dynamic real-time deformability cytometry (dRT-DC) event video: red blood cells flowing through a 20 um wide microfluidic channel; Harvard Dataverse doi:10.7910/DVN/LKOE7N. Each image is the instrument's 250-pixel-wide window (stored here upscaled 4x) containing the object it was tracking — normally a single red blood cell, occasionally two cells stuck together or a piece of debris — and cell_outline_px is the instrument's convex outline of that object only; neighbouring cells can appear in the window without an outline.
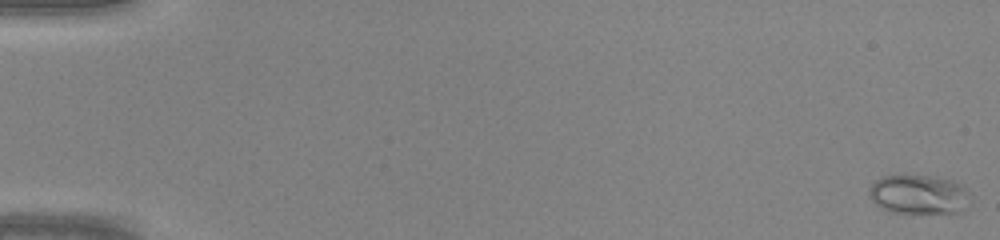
{"species": "common noctule bat (a hibernating species)", "species_latin": "Nyctalus noctula", "temperature_condition": "warm", "stored_images_in_passage": 46, "camera_frame_rate_fps": 3000, "um_per_image_px": 0.085, "animal": {"sex": "male", "body_mass_g": 20.0, "forearm_length_mm": 53.3}, "frame": {"image": 1, "passage_image": 1, "time_ms": 0.0, "image_size_px": [1000, 240], "cell_outline_px": [[968, 192], [952, 212], [892, 212], [876, 204], [872, 200], [868, 192], [868, 188], [876, 180], [884, 176], [932, 176], [952, 180], [964, 188]], "centroid_in_image_um": [77.92, 16.48], "position_along_channel_um": 7.1, "area_um2": 21.68}}
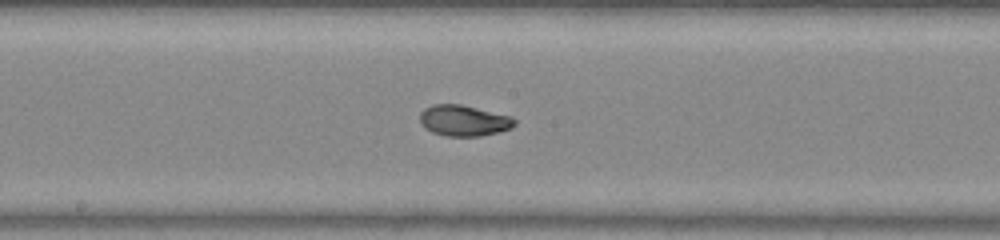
{"frame": {"image": 2, "passage_image": 26, "time_ms": 8.333, "image_size_px": [1000, 240], "cell_outline_px": [[516, 124], [512, 128], [480, 136], [448, 136], [432, 132], [424, 128], [420, 120], [420, 112], [424, 108], [432, 104], [460, 104], [512, 116], [516, 120]], "centroid_in_image_um": [39.42, 10.24], "position_along_channel_um": 208.8, "area_um2": 17.11}}
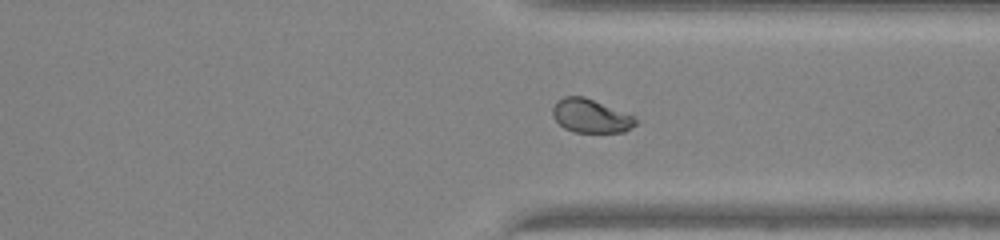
{"frame": {"image": 3, "passage_image": 36, "time_ms": 11.667, "image_size_px": [1000, 240], "cell_outline_px": [[640, 120], [636, 124], [624, 132], [572, 132], [564, 128], [552, 116], [552, 108], [556, 100], [564, 96], [584, 96], [636, 116]], "centroid_in_image_um": [50.22, 9.85], "position_along_channel_um": 361.2, "area_um2": 16.53}}